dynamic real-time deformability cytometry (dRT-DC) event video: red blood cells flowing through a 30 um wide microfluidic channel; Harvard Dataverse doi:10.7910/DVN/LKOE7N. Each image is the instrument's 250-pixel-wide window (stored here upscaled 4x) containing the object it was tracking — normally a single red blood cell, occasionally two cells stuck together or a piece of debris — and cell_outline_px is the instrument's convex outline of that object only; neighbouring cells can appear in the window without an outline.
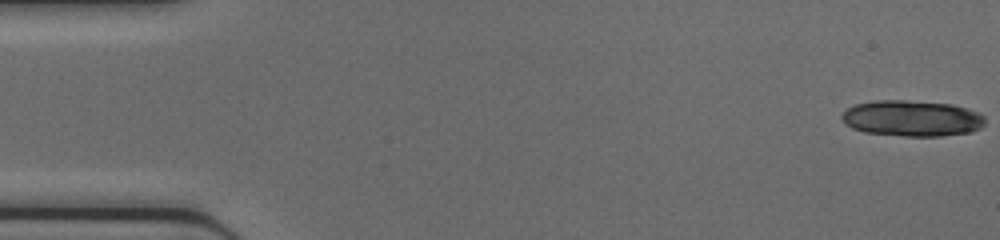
{"species": "common noctule bat (a hibernating species)", "species_latin": "Nyctalus noctula", "temperature_condition": "cold", "stored_images_in_passage": 46, "camera_frame_rate_fps": 3000, "um_per_image_px": 0.085, "animal": {"sex": "female", "body_mass_g": 17.0, "forearm_length_mm": 48.0}, "frame": {"image": 1, "passage_image": 1, "time_ms": 0.0, "image_size_px": [1000, 240], "cell_outline_px": [[984, 124], [980, 128], [972, 132], [940, 136], [904, 136], [864, 132], [852, 128], [840, 116], [848, 108], [856, 104], [876, 100], [904, 100], [952, 104], [968, 108], [980, 112], [984, 116]], "centroid_in_image_um": [77.56, 10.06], "position_along_channel_um": 7.4, "area_um2": 30.06}}
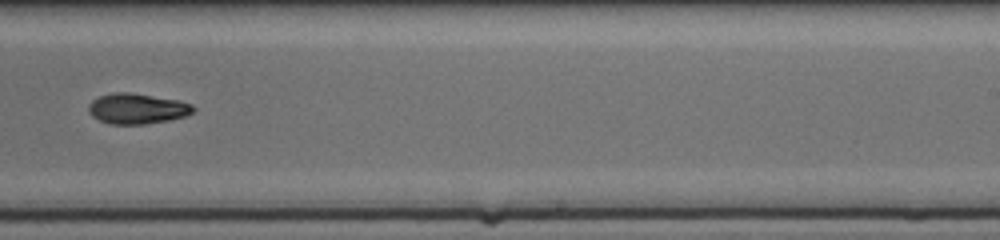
{"frame": {"image": 2, "passage_image": 29, "time_ms": 9.333, "image_size_px": [1000, 240], "cell_outline_px": [[196, 112], [184, 116], [168, 120], [144, 124], [108, 124], [92, 116], [88, 112], [88, 104], [92, 100], [100, 96], [116, 92], [128, 92], [180, 100], [192, 104], [196, 108]], "centroid_in_image_um": [11.67, 9.23], "position_along_channel_um": 277.3, "area_um2": 18.67}}
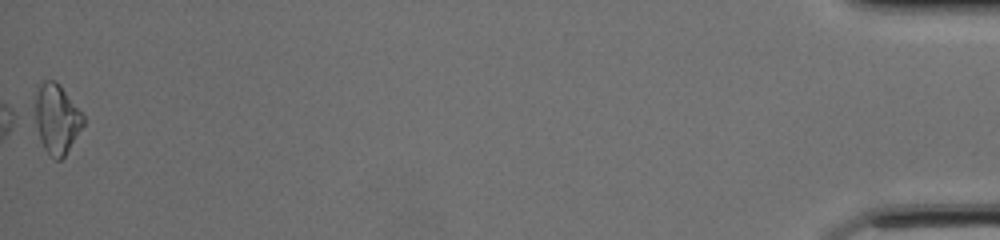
{"frame": {"image": 3, "passage_image": 46, "time_ms": 15.0, "image_size_px": [1000, 240], "cell_outline_px": [[84, 124], [64, 156], [60, 160], [52, 160], [44, 148], [40, 140], [36, 124], [36, 84], [44, 80], [56, 80], [60, 84], [84, 116]], "centroid_in_image_um": [4.81, 10.08], "position_along_channel_um": 430.4, "area_um2": 19.54}}